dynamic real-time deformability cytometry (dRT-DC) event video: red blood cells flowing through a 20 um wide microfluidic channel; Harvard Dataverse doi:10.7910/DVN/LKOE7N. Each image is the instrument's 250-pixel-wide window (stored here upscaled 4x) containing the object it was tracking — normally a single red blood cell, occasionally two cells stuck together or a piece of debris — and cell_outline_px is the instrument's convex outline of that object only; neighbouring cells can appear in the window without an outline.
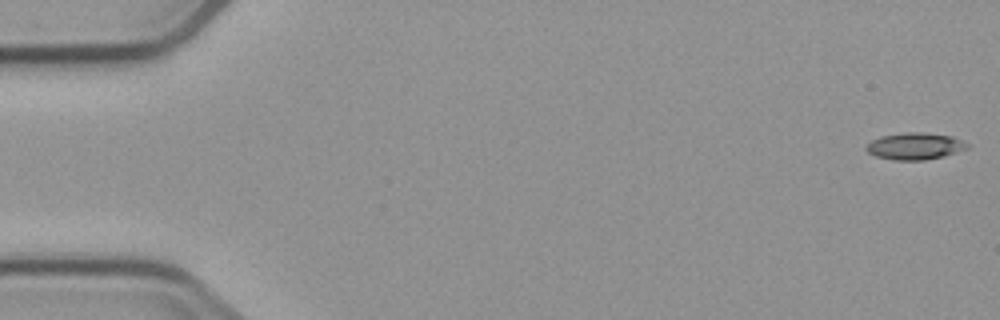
{"species": "common noctule bat (a hibernating species)", "species_latin": "Nyctalus noctula", "temperature_condition": "cold", "stored_images_in_passage": 5, "camera_frame_rate_fps": 3000, "um_per_image_px": 0.085, "animal": {"sex": "male", "body_mass_g": 23.1, "forearm_length_mm": 52.7}, "frame": {"image": 1, "passage_image": 1, "time_ms": 0.0, "image_size_px": [1000, 320], "cell_outline_px": [[968, 148], [944, 156], [924, 160], [892, 160], [876, 156], [868, 152], [864, 148], [872, 140], [880, 136], [904, 132], [920, 132], [952, 136], [968, 144]], "centroid_in_image_um": [77.74, 12.42], "position_along_channel_um": 7.3, "area_um2": 15.72}}
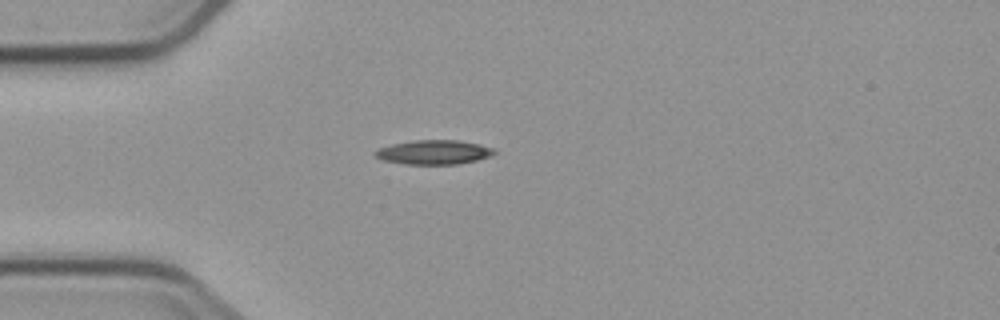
{"frame": {"image": 2, "passage_image": 5, "time_ms": 4.667, "image_size_px": [1000, 320], "cell_outline_px": [[496, 152], [492, 156], [476, 160], [456, 164], [404, 164], [384, 160], [376, 156], [372, 152], [380, 148], [392, 144], [416, 140], [460, 140], [480, 144], [492, 148]], "centroid_in_image_um": [36.89, 12.93], "position_along_channel_um": 48.1, "area_um2": 16.76}}